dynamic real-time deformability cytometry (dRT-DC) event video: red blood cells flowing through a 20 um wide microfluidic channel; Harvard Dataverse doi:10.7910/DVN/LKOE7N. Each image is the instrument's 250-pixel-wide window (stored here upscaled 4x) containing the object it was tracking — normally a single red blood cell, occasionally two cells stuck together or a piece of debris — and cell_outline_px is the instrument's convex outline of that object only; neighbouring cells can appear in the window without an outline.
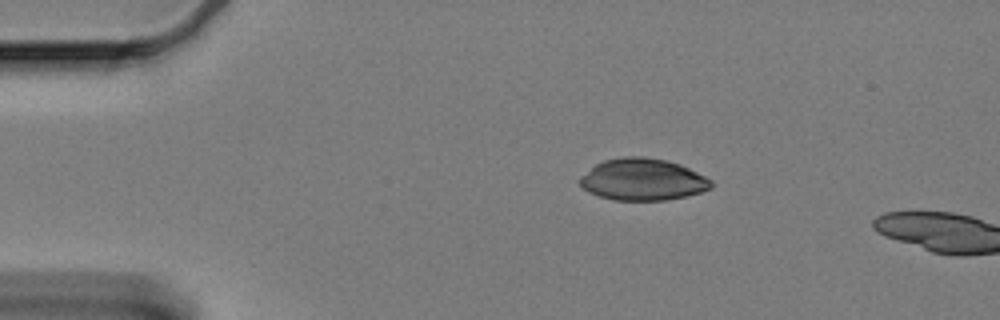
{"species": "Egyptian fruit bat (a non-hibernating species)", "species_latin": "Rousettus aegyptiacus", "temperature_condition": "cold", "stored_images_in_passage": 13, "camera_frame_rate_fps": 3000, "um_per_image_px": 0.085, "animal": {"sex": "female"}, "frame": {"image": 1, "passage_image": 10, "time_ms": 3.0, "image_size_px": [1000, 320], "cell_outline_px": [[712, 188], [700, 192], [684, 196], [664, 200], [612, 200], [588, 192], [580, 184], [580, 176], [596, 164], [604, 160], [624, 156], [640, 156], [668, 160], [680, 164], [712, 180]], "centroid_in_image_um": [54.62, 15.25], "position_along_channel_um": 30.4, "area_um2": 31.85}}